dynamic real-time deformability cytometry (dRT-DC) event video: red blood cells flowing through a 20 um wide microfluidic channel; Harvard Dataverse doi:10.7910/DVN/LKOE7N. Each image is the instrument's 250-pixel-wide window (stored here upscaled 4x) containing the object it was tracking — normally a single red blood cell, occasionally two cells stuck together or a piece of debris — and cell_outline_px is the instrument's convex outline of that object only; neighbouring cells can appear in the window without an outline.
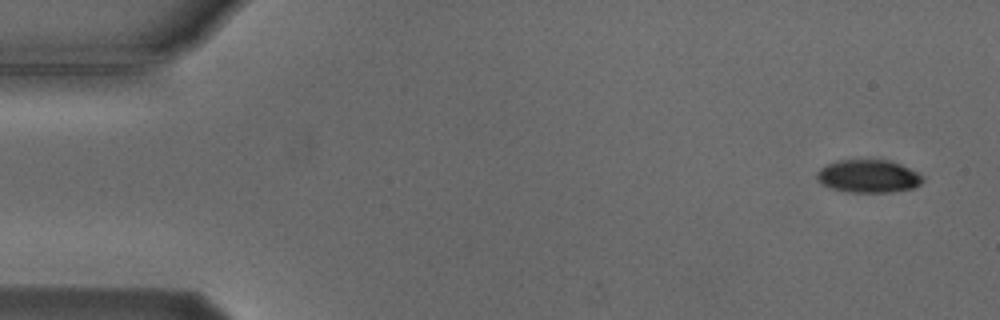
{"species": "Egyptian fruit bat (a non-hibernating species)", "species_latin": "Rousettus aegyptiacus", "temperature_condition": "cold", "stored_images_in_passage": 7, "camera_frame_rate_fps": 3000, "um_per_image_px": 0.085, "animal": {"sex": "male"}, "frame": {"image": 1, "passage_image": 1, "time_ms": 0.0, "image_size_px": [1000, 320], "cell_outline_px": [[924, 180], [920, 184], [912, 188], [892, 192], [848, 192], [828, 188], [820, 184], [816, 176], [816, 172], [820, 168], [836, 160], [892, 160], [924, 176]], "centroid_in_image_um": [73.78, 14.98], "position_along_channel_um": 11.2, "area_um2": 20.46}}
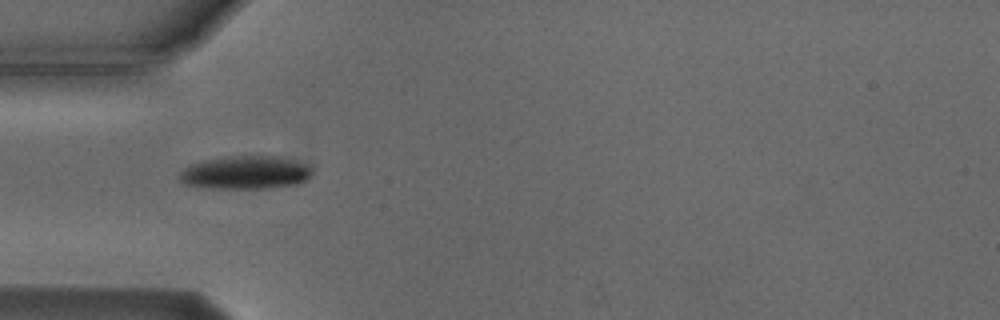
{"frame": {"image": 2, "passage_image": 5, "time_ms": 4.667, "image_size_px": [1000, 320], "cell_outline_px": [[312, 176], [296, 184], [264, 188], [208, 188], [184, 184], [180, 180], [180, 172], [188, 164], [200, 160], [224, 156], [276, 156], [312, 164]], "centroid_in_image_um": [20.86, 14.64], "position_along_channel_um": 64.1, "area_um2": 26.01}}
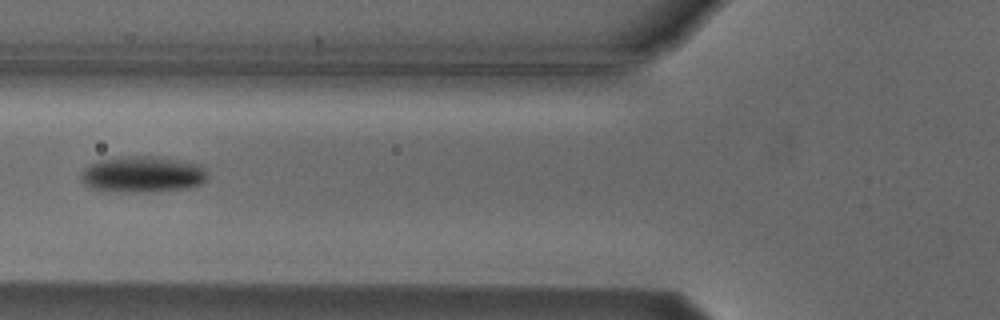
{"frame": {"image": 3, "passage_image": 6, "time_ms": 6.0, "image_size_px": [1000, 320], "cell_outline_px": [[208, 180], [200, 184], [188, 188], [152, 192], [144, 192], [88, 188], [84, 184], [80, 176], [84, 168], [96, 160], [116, 156], [152, 156], [200, 164], [204, 168], [208, 176]], "centroid_in_image_um": [12.12, 14.8], "position_along_channel_um": 113.7, "area_um2": 26.76}}